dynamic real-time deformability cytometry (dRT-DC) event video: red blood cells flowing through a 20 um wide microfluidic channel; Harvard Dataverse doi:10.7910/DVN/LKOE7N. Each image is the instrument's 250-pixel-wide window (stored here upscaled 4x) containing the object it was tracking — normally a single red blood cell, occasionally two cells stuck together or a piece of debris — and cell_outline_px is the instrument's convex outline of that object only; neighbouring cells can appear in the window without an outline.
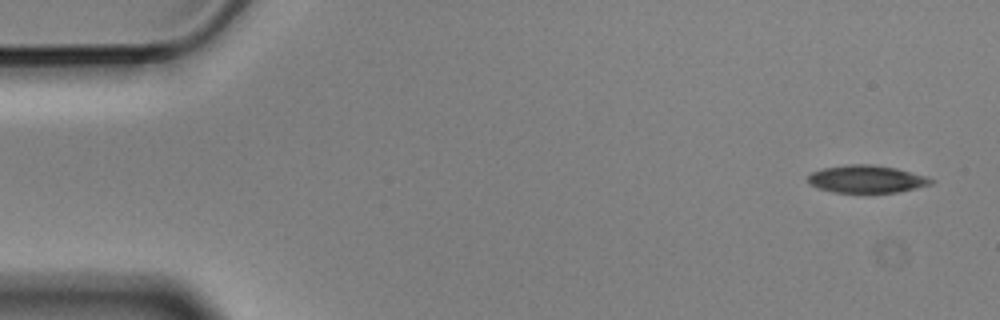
{"species": "Egyptian fruit bat (a non-hibernating species)", "species_latin": "Rousettus aegyptiacus", "temperature_condition": "cold", "stored_images_in_passage": 4, "camera_frame_rate_fps": 3000, "um_per_image_px": 0.085, "animal": {"sex": "male"}, "frame": {"image": 1, "passage_image": 1, "time_ms": 0.0, "image_size_px": [1000, 320], "cell_outline_px": [[936, 180], [932, 184], [916, 188], [896, 192], [832, 192], [820, 188], [812, 184], [808, 180], [808, 176], [812, 172], [824, 168], [848, 164], [872, 164], [896, 168], [924, 176]], "centroid_in_image_um": [73.68, 15.21], "position_along_channel_um": 11.3, "area_um2": 19.48}}